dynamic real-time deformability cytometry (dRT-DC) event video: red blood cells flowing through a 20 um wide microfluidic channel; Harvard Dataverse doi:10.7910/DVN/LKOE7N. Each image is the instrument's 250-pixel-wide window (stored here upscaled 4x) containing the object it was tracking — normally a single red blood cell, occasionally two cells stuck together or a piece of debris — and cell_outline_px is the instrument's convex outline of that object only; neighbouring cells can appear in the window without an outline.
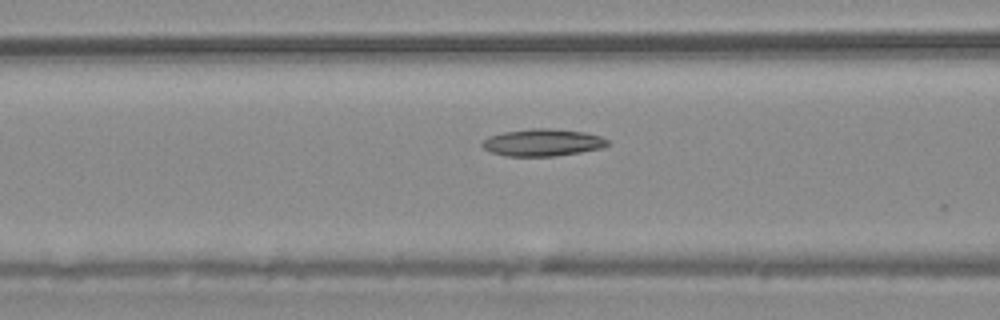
{"species": "common noctule bat (a hibernating species)", "species_latin": "Nyctalus noctula", "temperature_condition": "warm", "stored_images_in_passage": 28, "camera_frame_rate_fps": 3000, "um_per_image_px": 0.085, "animal": {"sex": "male", "body_mass_g": 20.4}, "frame": {"image": 1, "passage_image": 9, "time_ms": 2.667, "image_size_px": [1000, 320], "cell_outline_px": [[608, 144], [600, 148], [580, 152], [552, 156], [504, 156], [492, 152], [484, 148], [480, 144], [484, 140], [492, 136], [504, 132], [532, 128], [548, 128], [584, 132], [600, 136], [608, 140]], "centroid_in_image_um": [46.11, 12.11], "position_along_channel_um": 120.5, "area_um2": 19.54}}
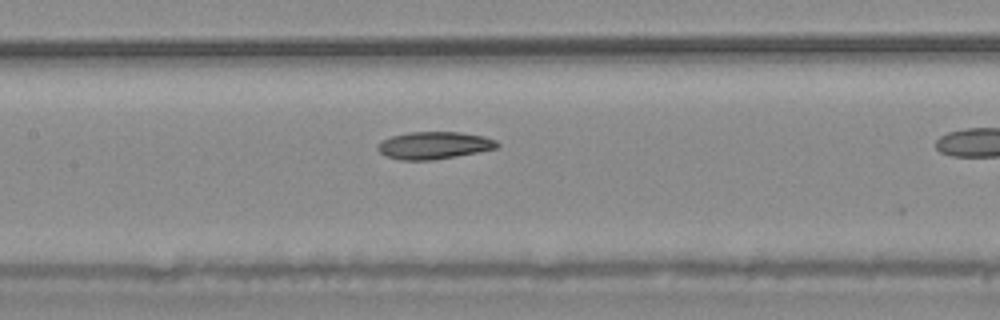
{"frame": {"image": 2, "passage_image": 13, "time_ms": 4.0, "image_size_px": [1000, 320], "cell_outline_px": [[500, 144], [496, 148], [456, 156], [432, 160], [400, 160], [388, 156], [380, 152], [376, 148], [376, 144], [392, 136], [408, 132], [460, 132], [484, 136], [496, 140]], "centroid_in_image_um": [36.89, 12.35], "position_along_channel_um": 170.5, "area_um2": 18.9}}
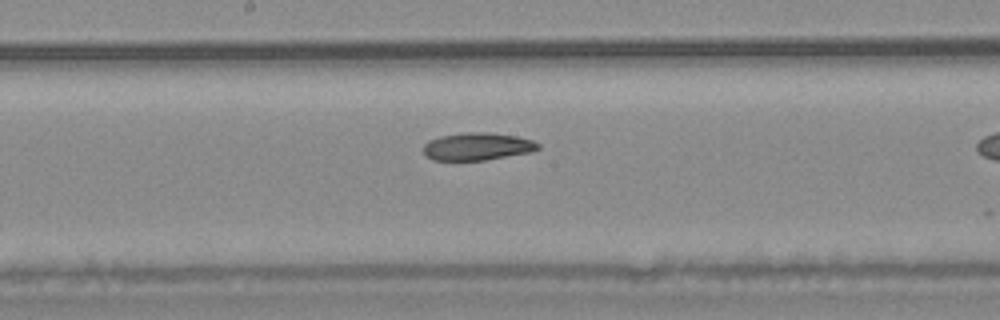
{"frame": {"image": 3, "passage_image": 16, "time_ms": 5.0, "image_size_px": [1000, 320], "cell_outline_px": [[540, 148], [532, 152], [484, 160], [432, 160], [424, 156], [424, 144], [428, 140], [440, 136], [464, 132], [488, 132], [516, 136], [532, 140], [540, 144]], "centroid_in_image_um": [40.56, 12.45], "position_along_channel_um": 207.6, "area_um2": 18.55}}